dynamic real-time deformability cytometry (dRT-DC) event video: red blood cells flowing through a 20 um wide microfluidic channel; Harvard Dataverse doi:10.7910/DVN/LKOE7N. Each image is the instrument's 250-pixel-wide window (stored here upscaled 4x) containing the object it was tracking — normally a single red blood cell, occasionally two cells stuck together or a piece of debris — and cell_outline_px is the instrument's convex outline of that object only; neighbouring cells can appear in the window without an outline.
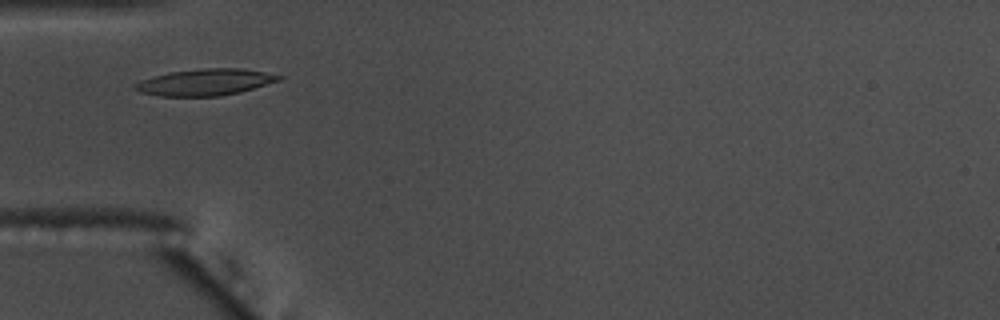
{"species": "common noctule bat (a hibernating species)", "species_latin": "Nyctalus noctula", "temperature_condition": "warm", "stored_images_in_passage": 35, "camera_frame_rate_fps": 3000, "um_per_image_px": 0.085, "animal": {"sex": "male", "body_mass_g": 17.5, "forearm_length_mm": 52.3}, "frame": {"image": 1, "passage_image": 6, "time_ms": 1.667, "image_size_px": [1000, 320], "cell_outline_px": [[284, 76], [280, 80], [240, 92], [220, 96], [160, 96], [140, 92], [132, 88], [132, 84], [140, 80], [152, 76], [172, 72], [200, 68], [240, 68], [264, 72]], "centroid_in_image_um": [17.39, 6.98], "position_along_channel_um": 67.6, "area_um2": 22.25}}
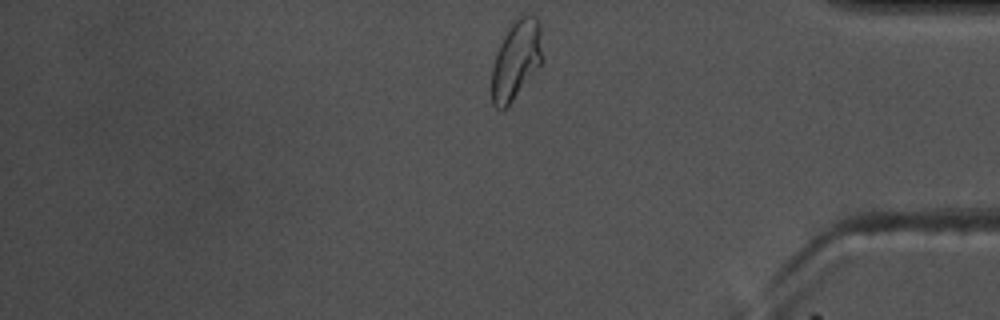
{"frame": {"image": 2, "passage_image": 35, "time_ms": 11.333, "image_size_px": [1000, 320], "cell_outline_px": [[544, 60], [508, 108], [500, 112], [492, 104], [492, 68], [496, 52], [504, 36], [512, 24], [520, 16], [532, 12], [536, 16], [540, 24]], "centroid_in_image_um": [43.9, 5.12], "position_along_channel_um": 391.3, "area_um2": 23.87}, "authors_computed_cell_mechanics": {"area_um2": 21.097, "velocity_mm_per_s": 3.594, "shape_relaxation_time_tau1_ms": 3.3509, "shape_relaxation_time_tau2_ms": 1.8943, "deformation_change_tau1": 0.1587, "deformation_change_tau2": 0.0671}}